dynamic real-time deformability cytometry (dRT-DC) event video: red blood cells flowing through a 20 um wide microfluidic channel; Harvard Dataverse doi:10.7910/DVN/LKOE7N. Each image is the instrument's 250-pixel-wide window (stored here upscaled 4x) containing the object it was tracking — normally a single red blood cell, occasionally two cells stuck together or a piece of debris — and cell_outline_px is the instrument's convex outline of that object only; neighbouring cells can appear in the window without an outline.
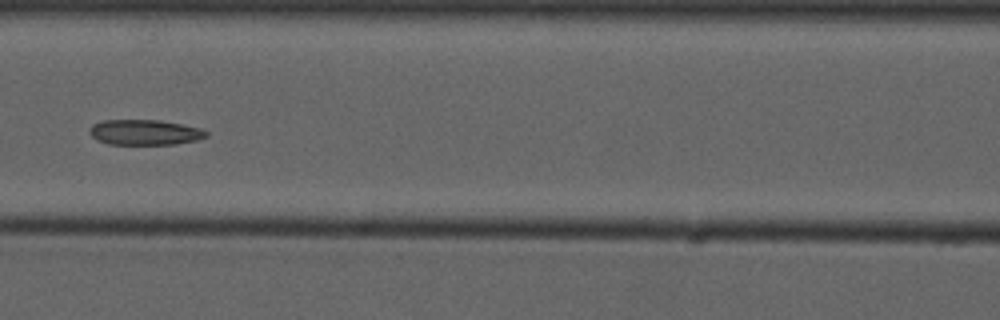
{"species": "common noctule bat (a hibernating species)", "species_latin": "Nyctalus noctula", "temperature_condition": "cold", "stored_images_in_passage": 9, "camera_frame_rate_fps": 3000, "um_per_image_px": 0.085, "animal": {"sex": "male", "forearm_length_mm": 52.5}, "frame": {"image": 1, "passage_image": 6, "time_ms": 6.0, "image_size_px": [1000, 320], "cell_outline_px": [[208, 136], [196, 140], [176, 144], [108, 144], [96, 140], [88, 132], [88, 128], [92, 124], [104, 120], [160, 120], [200, 128], [208, 132]], "centroid_in_image_um": [12.27, 11.25], "position_along_channel_um": 154.3, "area_um2": 17.28}}
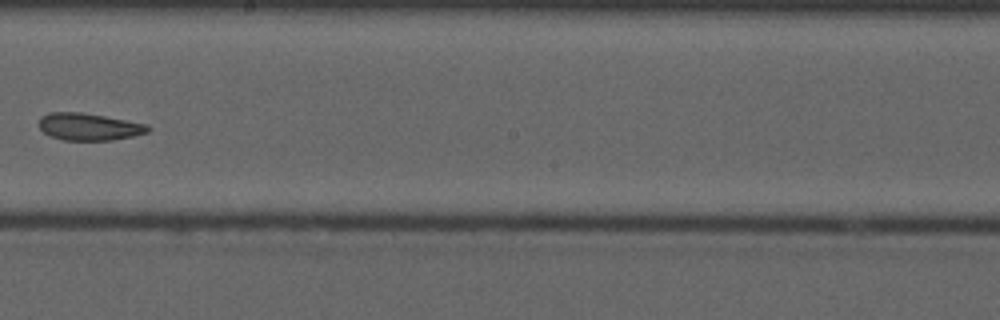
{"frame": {"image": 2, "passage_image": 8, "time_ms": 8.333, "image_size_px": [1000, 320], "cell_outline_px": [[152, 128], [148, 132], [132, 136], [112, 140], [64, 140], [48, 136], [40, 128], [40, 116], [52, 112], [80, 112], [104, 116], [148, 124]], "centroid_in_image_um": [7.57, 10.77], "position_along_channel_um": 240.6, "area_um2": 17.22}}
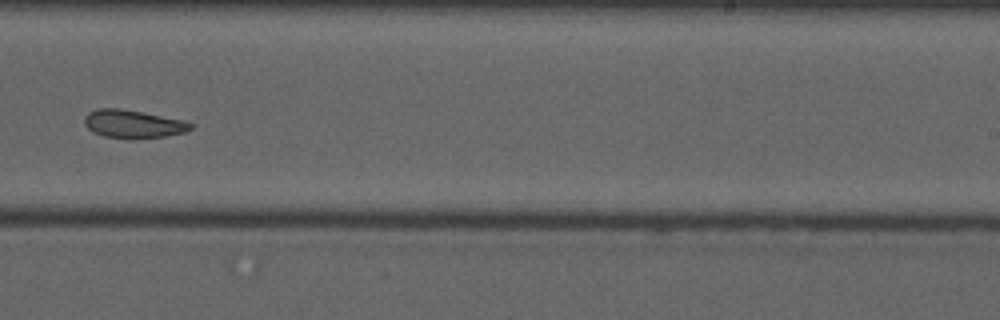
{"frame": {"image": 3, "passage_image": 9, "time_ms": 9.333, "image_size_px": [1000, 320], "cell_outline_px": [[196, 124], [192, 128], [184, 132], [164, 136], [132, 140], [128, 140], [104, 136], [92, 132], [84, 124], [84, 116], [88, 112], [96, 108], [120, 108], [184, 120]], "centroid_in_image_um": [11.29, 10.55], "position_along_channel_um": 277.7, "area_um2": 17.74}}